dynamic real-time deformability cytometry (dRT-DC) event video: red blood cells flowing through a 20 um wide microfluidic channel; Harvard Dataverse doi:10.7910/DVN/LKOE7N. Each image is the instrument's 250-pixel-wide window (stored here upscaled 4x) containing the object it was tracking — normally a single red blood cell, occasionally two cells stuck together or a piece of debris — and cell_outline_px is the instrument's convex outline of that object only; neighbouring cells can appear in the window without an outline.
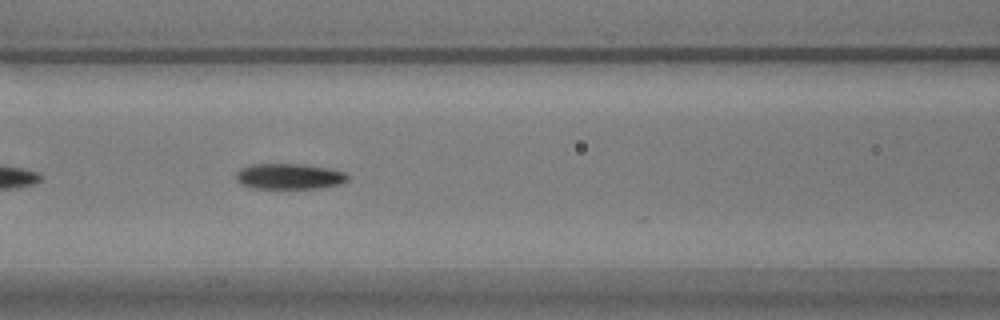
{"species": "common noctule bat (a hibernating species)", "species_latin": "Nyctalus noctula", "temperature_condition": "warm", "stored_images_in_passage": 35, "camera_frame_rate_fps": 3000, "um_per_image_px": 0.085, "animal": {"sex": "male", "body_mass_g": 17.9}, "frame": {"image": 1, "passage_image": 9, "time_ms": 2.667, "image_size_px": [1000, 320], "cell_outline_px": [[348, 180], [340, 184], [320, 188], [256, 188], [240, 184], [236, 180], [236, 172], [240, 168], [252, 164], [300, 164], [328, 168], [344, 172], [348, 176]], "centroid_in_image_um": [24.57, 14.99], "position_along_channel_um": 142.0, "area_um2": 16.65}}
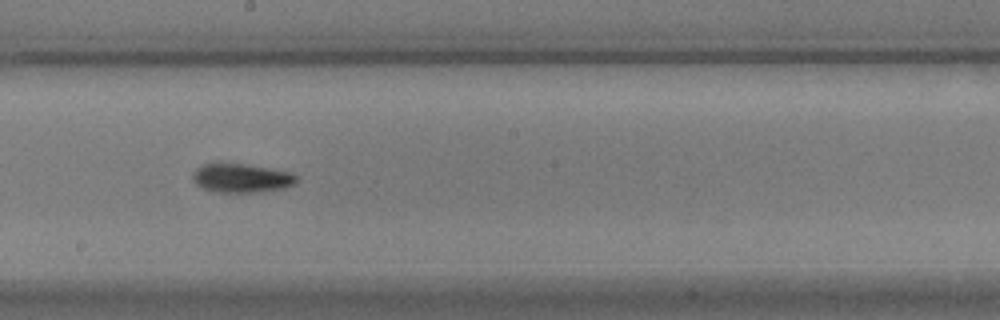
{"frame": {"image": 2, "passage_image": 16, "time_ms": 5.0, "image_size_px": [1000, 320], "cell_outline_px": [[300, 180], [296, 184], [284, 188], [252, 192], [216, 192], [204, 188], [196, 184], [192, 180], [192, 172], [200, 164], [216, 160], [220, 160], [272, 168], [292, 172]], "centroid_in_image_um": [20.48, 15.08], "position_along_channel_um": 227.7, "area_um2": 18.32}}
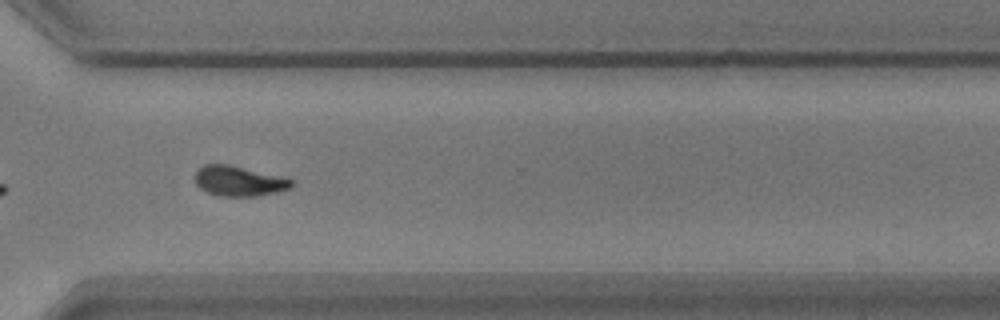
{"frame": {"image": 3, "passage_image": 26, "time_ms": 8.333, "image_size_px": [1000, 320], "cell_outline_px": [[292, 184], [288, 188], [276, 192], [256, 196], [216, 196], [200, 188], [196, 184], [196, 172], [204, 164], [228, 164], [280, 176], [292, 180]], "centroid_in_image_um": [20.27, 15.39], "position_along_channel_um": 350.3, "area_um2": 16.65}, "authors_computed_cell_mechanics": {"area_um2": 16.9932, "velocity_mm_per_s": 3.6825, "shape_relaxation_time_tau1_ms": 4.8633, "shape_relaxation_time_tau2_ms": 8.2651, "deformation_change_tau1": 0.1483, "deformation_change_tau2": 0.1448}}